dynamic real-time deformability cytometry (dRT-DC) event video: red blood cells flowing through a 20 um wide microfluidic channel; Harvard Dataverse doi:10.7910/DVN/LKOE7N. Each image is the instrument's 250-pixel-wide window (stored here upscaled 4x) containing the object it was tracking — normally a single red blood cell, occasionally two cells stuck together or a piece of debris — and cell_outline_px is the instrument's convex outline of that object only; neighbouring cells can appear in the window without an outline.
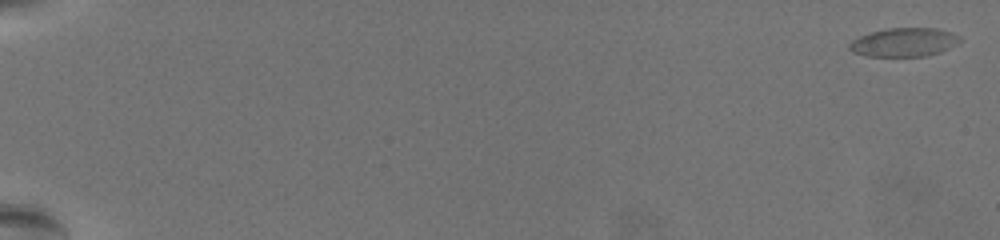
{"species": "common noctule bat (a hibernating species)", "species_latin": "Nyctalus noctula", "temperature_condition": "warm", "stored_images_in_passage": 10, "camera_frame_rate_fps": 3000, "um_per_image_px": 0.085, "animal": {"sex": "female", "body_mass_g": 19.5, "forearm_length_mm": 54.1}, "frame": {"image": 1, "passage_image": 1, "time_ms": 0.0, "image_size_px": [1000, 240], "cell_outline_px": [[960, 40], [956, 44], [940, 52], [924, 56], [868, 56], [852, 52], [848, 48], [848, 44], [852, 40], [860, 36], [872, 32], [888, 28], [936, 28], [952, 32], [960, 36]], "centroid_in_image_um": [76.83, 3.59], "position_along_channel_um": 8.2, "area_um2": 18.38}}